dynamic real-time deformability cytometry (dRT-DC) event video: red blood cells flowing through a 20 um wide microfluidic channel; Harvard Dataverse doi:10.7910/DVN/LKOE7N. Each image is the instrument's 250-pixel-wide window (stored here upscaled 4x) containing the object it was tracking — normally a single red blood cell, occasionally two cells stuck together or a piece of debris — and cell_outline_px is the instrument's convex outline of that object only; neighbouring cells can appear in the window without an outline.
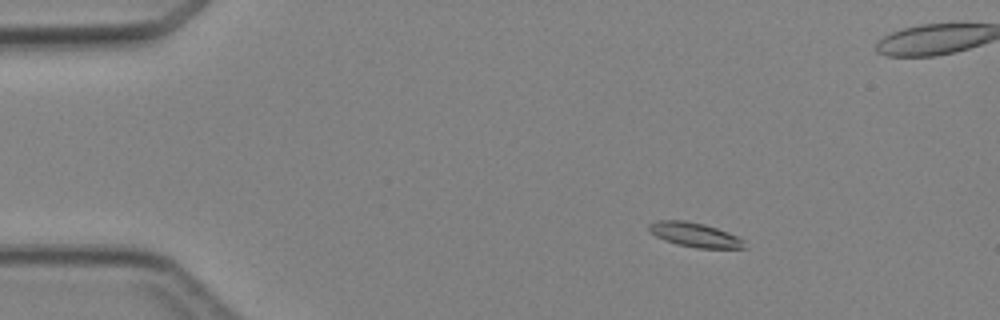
{"species": "Egyptian fruit bat (a non-hibernating species)", "species_latin": "Rousettus aegyptiacus", "temperature_condition": "cold", "stored_images_in_passage": 6, "camera_frame_rate_fps": 3000, "um_per_image_px": 0.085, "animal": {"sex": "female"}, "frame": {"image": 1, "passage_image": 3, "time_ms": 2.333, "image_size_px": [1000, 320], "cell_outline_px": [[748, 248], [696, 248], [676, 244], [664, 240], [656, 236], [648, 228], [648, 224], [656, 220], [684, 220], [704, 224], [728, 232], [744, 240]], "centroid_in_image_um": [59.06, 19.96], "position_along_channel_um": 25.9, "area_um2": 13.58}}